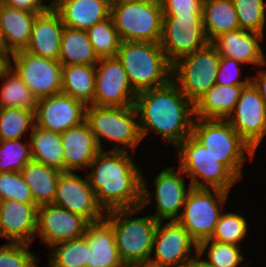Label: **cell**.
I'll return each instance as SVG.
<instances>
[{
    "label": "cell",
    "instance_id": "27",
    "mask_svg": "<svg viewBox=\"0 0 266 267\" xmlns=\"http://www.w3.org/2000/svg\"><path fill=\"white\" fill-rule=\"evenodd\" d=\"M247 85H213L194 105L195 118L225 119L233 112Z\"/></svg>",
    "mask_w": 266,
    "mask_h": 267
},
{
    "label": "cell",
    "instance_id": "7",
    "mask_svg": "<svg viewBox=\"0 0 266 267\" xmlns=\"http://www.w3.org/2000/svg\"><path fill=\"white\" fill-rule=\"evenodd\" d=\"M138 114L135 106L107 107L89 105L86 108L85 121L95 135L100 150L102 138L117 142L112 151L128 152V148L135 150L142 140L139 123L135 121ZM124 145L120 147L118 144ZM128 147V148H127Z\"/></svg>",
    "mask_w": 266,
    "mask_h": 267
},
{
    "label": "cell",
    "instance_id": "37",
    "mask_svg": "<svg viewBox=\"0 0 266 267\" xmlns=\"http://www.w3.org/2000/svg\"><path fill=\"white\" fill-rule=\"evenodd\" d=\"M207 248H209L207 251V256L209 257L207 261L213 267H239V264L244 260L240 251V245L208 239L198 244L197 252L202 255Z\"/></svg>",
    "mask_w": 266,
    "mask_h": 267
},
{
    "label": "cell",
    "instance_id": "42",
    "mask_svg": "<svg viewBox=\"0 0 266 267\" xmlns=\"http://www.w3.org/2000/svg\"><path fill=\"white\" fill-rule=\"evenodd\" d=\"M26 243H10L0 246V267H37L36 256L29 252Z\"/></svg>",
    "mask_w": 266,
    "mask_h": 267
},
{
    "label": "cell",
    "instance_id": "3",
    "mask_svg": "<svg viewBox=\"0 0 266 267\" xmlns=\"http://www.w3.org/2000/svg\"><path fill=\"white\" fill-rule=\"evenodd\" d=\"M116 57L136 94L162 87L172 80V64L160 43L121 42Z\"/></svg>",
    "mask_w": 266,
    "mask_h": 267
},
{
    "label": "cell",
    "instance_id": "51",
    "mask_svg": "<svg viewBox=\"0 0 266 267\" xmlns=\"http://www.w3.org/2000/svg\"><path fill=\"white\" fill-rule=\"evenodd\" d=\"M136 267H154V266H151V265H149V264H144V265H138V266H136Z\"/></svg>",
    "mask_w": 266,
    "mask_h": 267
},
{
    "label": "cell",
    "instance_id": "29",
    "mask_svg": "<svg viewBox=\"0 0 266 267\" xmlns=\"http://www.w3.org/2000/svg\"><path fill=\"white\" fill-rule=\"evenodd\" d=\"M202 19L209 42L222 33L240 29L233 0H203Z\"/></svg>",
    "mask_w": 266,
    "mask_h": 267
},
{
    "label": "cell",
    "instance_id": "20",
    "mask_svg": "<svg viewBox=\"0 0 266 267\" xmlns=\"http://www.w3.org/2000/svg\"><path fill=\"white\" fill-rule=\"evenodd\" d=\"M185 174L179 168L178 171L174 167L162 170L155 178V198H156V214L151 215L156 221L168 220L177 221L181 214L179 210L184 206L186 196L191 188L189 184L188 191L185 185Z\"/></svg>",
    "mask_w": 266,
    "mask_h": 267
},
{
    "label": "cell",
    "instance_id": "48",
    "mask_svg": "<svg viewBox=\"0 0 266 267\" xmlns=\"http://www.w3.org/2000/svg\"><path fill=\"white\" fill-rule=\"evenodd\" d=\"M0 54L8 61L10 56L9 54H12L7 48H6V42L2 33V29L0 27Z\"/></svg>",
    "mask_w": 266,
    "mask_h": 267
},
{
    "label": "cell",
    "instance_id": "9",
    "mask_svg": "<svg viewBox=\"0 0 266 267\" xmlns=\"http://www.w3.org/2000/svg\"><path fill=\"white\" fill-rule=\"evenodd\" d=\"M180 59L172 64V81L195 105L213 85H216L220 55L215 47L208 43Z\"/></svg>",
    "mask_w": 266,
    "mask_h": 267
},
{
    "label": "cell",
    "instance_id": "30",
    "mask_svg": "<svg viewBox=\"0 0 266 267\" xmlns=\"http://www.w3.org/2000/svg\"><path fill=\"white\" fill-rule=\"evenodd\" d=\"M99 60L87 31L64 27L59 55L62 65H96Z\"/></svg>",
    "mask_w": 266,
    "mask_h": 267
},
{
    "label": "cell",
    "instance_id": "26",
    "mask_svg": "<svg viewBox=\"0 0 266 267\" xmlns=\"http://www.w3.org/2000/svg\"><path fill=\"white\" fill-rule=\"evenodd\" d=\"M37 13L8 6L0 1V27L6 48L14 53L29 43Z\"/></svg>",
    "mask_w": 266,
    "mask_h": 267
},
{
    "label": "cell",
    "instance_id": "24",
    "mask_svg": "<svg viewBox=\"0 0 266 267\" xmlns=\"http://www.w3.org/2000/svg\"><path fill=\"white\" fill-rule=\"evenodd\" d=\"M84 235L88 243L86 267H125L116 246L112 225L105 218L90 222Z\"/></svg>",
    "mask_w": 266,
    "mask_h": 267
},
{
    "label": "cell",
    "instance_id": "8",
    "mask_svg": "<svg viewBox=\"0 0 266 267\" xmlns=\"http://www.w3.org/2000/svg\"><path fill=\"white\" fill-rule=\"evenodd\" d=\"M175 148L180 151L179 168L191 179V187L218 189L229 193L231 187L239 180L192 135Z\"/></svg>",
    "mask_w": 266,
    "mask_h": 267
},
{
    "label": "cell",
    "instance_id": "41",
    "mask_svg": "<svg viewBox=\"0 0 266 267\" xmlns=\"http://www.w3.org/2000/svg\"><path fill=\"white\" fill-rule=\"evenodd\" d=\"M16 200L23 203H34L29 186L21 172L0 173V201Z\"/></svg>",
    "mask_w": 266,
    "mask_h": 267
},
{
    "label": "cell",
    "instance_id": "40",
    "mask_svg": "<svg viewBox=\"0 0 266 267\" xmlns=\"http://www.w3.org/2000/svg\"><path fill=\"white\" fill-rule=\"evenodd\" d=\"M247 220L240 214H221L211 240L239 245L247 234Z\"/></svg>",
    "mask_w": 266,
    "mask_h": 267
},
{
    "label": "cell",
    "instance_id": "33",
    "mask_svg": "<svg viewBox=\"0 0 266 267\" xmlns=\"http://www.w3.org/2000/svg\"><path fill=\"white\" fill-rule=\"evenodd\" d=\"M0 79H5L0 90V108L15 107L36 112L37 97L8 64L0 71Z\"/></svg>",
    "mask_w": 266,
    "mask_h": 267
},
{
    "label": "cell",
    "instance_id": "18",
    "mask_svg": "<svg viewBox=\"0 0 266 267\" xmlns=\"http://www.w3.org/2000/svg\"><path fill=\"white\" fill-rule=\"evenodd\" d=\"M90 222L83 216L54 204L38 207L37 236L47 246L68 241L85 234Z\"/></svg>",
    "mask_w": 266,
    "mask_h": 267
},
{
    "label": "cell",
    "instance_id": "50",
    "mask_svg": "<svg viewBox=\"0 0 266 267\" xmlns=\"http://www.w3.org/2000/svg\"><path fill=\"white\" fill-rule=\"evenodd\" d=\"M7 65V60L0 54V71Z\"/></svg>",
    "mask_w": 266,
    "mask_h": 267
},
{
    "label": "cell",
    "instance_id": "23",
    "mask_svg": "<svg viewBox=\"0 0 266 267\" xmlns=\"http://www.w3.org/2000/svg\"><path fill=\"white\" fill-rule=\"evenodd\" d=\"M63 146L64 172L88 169L96 155L101 151L95 135L86 121L60 133Z\"/></svg>",
    "mask_w": 266,
    "mask_h": 267
},
{
    "label": "cell",
    "instance_id": "13",
    "mask_svg": "<svg viewBox=\"0 0 266 267\" xmlns=\"http://www.w3.org/2000/svg\"><path fill=\"white\" fill-rule=\"evenodd\" d=\"M226 120L256 151L266 135V103L252 82L244 86L233 112Z\"/></svg>",
    "mask_w": 266,
    "mask_h": 267
},
{
    "label": "cell",
    "instance_id": "19",
    "mask_svg": "<svg viewBox=\"0 0 266 267\" xmlns=\"http://www.w3.org/2000/svg\"><path fill=\"white\" fill-rule=\"evenodd\" d=\"M37 211L35 203L0 201V237L10 243L31 244L37 237Z\"/></svg>",
    "mask_w": 266,
    "mask_h": 267
},
{
    "label": "cell",
    "instance_id": "47",
    "mask_svg": "<svg viewBox=\"0 0 266 267\" xmlns=\"http://www.w3.org/2000/svg\"><path fill=\"white\" fill-rule=\"evenodd\" d=\"M197 256L188 258L180 267H213L207 260H200V253H196Z\"/></svg>",
    "mask_w": 266,
    "mask_h": 267
},
{
    "label": "cell",
    "instance_id": "46",
    "mask_svg": "<svg viewBox=\"0 0 266 267\" xmlns=\"http://www.w3.org/2000/svg\"><path fill=\"white\" fill-rule=\"evenodd\" d=\"M253 85L258 89L260 96L266 103V71L260 70L256 77L250 78Z\"/></svg>",
    "mask_w": 266,
    "mask_h": 267
},
{
    "label": "cell",
    "instance_id": "45",
    "mask_svg": "<svg viewBox=\"0 0 266 267\" xmlns=\"http://www.w3.org/2000/svg\"><path fill=\"white\" fill-rule=\"evenodd\" d=\"M1 2L8 6L37 14L44 12L50 6V4L42 5V0H1Z\"/></svg>",
    "mask_w": 266,
    "mask_h": 267
},
{
    "label": "cell",
    "instance_id": "22",
    "mask_svg": "<svg viewBox=\"0 0 266 267\" xmlns=\"http://www.w3.org/2000/svg\"><path fill=\"white\" fill-rule=\"evenodd\" d=\"M264 36L252 31L237 29L222 33L210 43L220 57L233 58L242 64L265 65L266 59L258 41Z\"/></svg>",
    "mask_w": 266,
    "mask_h": 267
},
{
    "label": "cell",
    "instance_id": "25",
    "mask_svg": "<svg viewBox=\"0 0 266 267\" xmlns=\"http://www.w3.org/2000/svg\"><path fill=\"white\" fill-rule=\"evenodd\" d=\"M50 5L65 27L85 31L108 18L111 12L106 0H54Z\"/></svg>",
    "mask_w": 266,
    "mask_h": 267
},
{
    "label": "cell",
    "instance_id": "38",
    "mask_svg": "<svg viewBox=\"0 0 266 267\" xmlns=\"http://www.w3.org/2000/svg\"><path fill=\"white\" fill-rule=\"evenodd\" d=\"M20 140L0 141V173L20 172L32 160L30 142Z\"/></svg>",
    "mask_w": 266,
    "mask_h": 267
},
{
    "label": "cell",
    "instance_id": "43",
    "mask_svg": "<svg viewBox=\"0 0 266 267\" xmlns=\"http://www.w3.org/2000/svg\"><path fill=\"white\" fill-rule=\"evenodd\" d=\"M242 64L233 58L220 57V63L218 67V72L216 74V84L229 86V85H248L251 82L250 77L245 78V80L240 81L238 78L241 71V67L238 65ZM234 70V71H233Z\"/></svg>",
    "mask_w": 266,
    "mask_h": 267
},
{
    "label": "cell",
    "instance_id": "21",
    "mask_svg": "<svg viewBox=\"0 0 266 267\" xmlns=\"http://www.w3.org/2000/svg\"><path fill=\"white\" fill-rule=\"evenodd\" d=\"M64 27L60 15L50 5L44 12L37 14L28 46L24 50L39 57L59 61Z\"/></svg>",
    "mask_w": 266,
    "mask_h": 267
},
{
    "label": "cell",
    "instance_id": "15",
    "mask_svg": "<svg viewBox=\"0 0 266 267\" xmlns=\"http://www.w3.org/2000/svg\"><path fill=\"white\" fill-rule=\"evenodd\" d=\"M53 204L79 214L89 222L100 221L106 214L99 205L87 176L82 179L73 172L61 173Z\"/></svg>",
    "mask_w": 266,
    "mask_h": 267
},
{
    "label": "cell",
    "instance_id": "5",
    "mask_svg": "<svg viewBox=\"0 0 266 267\" xmlns=\"http://www.w3.org/2000/svg\"><path fill=\"white\" fill-rule=\"evenodd\" d=\"M192 136L223 163L238 179L242 178L245 154L253 159L255 151L226 119L194 118Z\"/></svg>",
    "mask_w": 266,
    "mask_h": 267
},
{
    "label": "cell",
    "instance_id": "6",
    "mask_svg": "<svg viewBox=\"0 0 266 267\" xmlns=\"http://www.w3.org/2000/svg\"><path fill=\"white\" fill-rule=\"evenodd\" d=\"M121 42L160 43L163 10L160 0H134L111 7Z\"/></svg>",
    "mask_w": 266,
    "mask_h": 267
},
{
    "label": "cell",
    "instance_id": "44",
    "mask_svg": "<svg viewBox=\"0 0 266 267\" xmlns=\"http://www.w3.org/2000/svg\"><path fill=\"white\" fill-rule=\"evenodd\" d=\"M163 15H202L203 0H160Z\"/></svg>",
    "mask_w": 266,
    "mask_h": 267
},
{
    "label": "cell",
    "instance_id": "1",
    "mask_svg": "<svg viewBox=\"0 0 266 267\" xmlns=\"http://www.w3.org/2000/svg\"><path fill=\"white\" fill-rule=\"evenodd\" d=\"M129 155L124 151L101 150L88 167H95L87 178L105 212L144 208L150 202L147 183Z\"/></svg>",
    "mask_w": 266,
    "mask_h": 267
},
{
    "label": "cell",
    "instance_id": "32",
    "mask_svg": "<svg viewBox=\"0 0 266 267\" xmlns=\"http://www.w3.org/2000/svg\"><path fill=\"white\" fill-rule=\"evenodd\" d=\"M30 135L32 160L64 172L63 146L60 133L51 132L34 125Z\"/></svg>",
    "mask_w": 266,
    "mask_h": 267
},
{
    "label": "cell",
    "instance_id": "14",
    "mask_svg": "<svg viewBox=\"0 0 266 267\" xmlns=\"http://www.w3.org/2000/svg\"><path fill=\"white\" fill-rule=\"evenodd\" d=\"M100 64V66H98ZM98 66V67H97ZM137 94L117 57L102 58L95 66L93 106L124 107L134 105Z\"/></svg>",
    "mask_w": 266,
    "mask_h": 267
},
{
    "label": "cell",
    "instance_id": "36",
    "mask_svg": "<svg viewBox=\"0 0 266 267\" xmlns=\"http://www.w3.org/2000/svg\"><path fill=\"white\" fill-rule=\"evenodd\" d=\"M35 125V112L23 108H0V141L21 139Z\"/></svg>",
    "mask_w": 266,
    "mask_h": 267
},
{
    "label": "cell",
    "instance_id": "10",
    "mask_svg": "<svg viewBox=\"0 0 266 267\" xmlns=\"http://www.w3.org/2000/svg\"><path fill=\"white\" fill-rule=\"evenodd\" d=\"M227 197L228 192L218 189H189L177 221L197 244L211 239Z\"/></svg>",
    "mask_w": 266,
    "mask_h": 267
},
{
    "label": "cell",
    "instance_id": "2",
    "mask_svg": "<svg viewBox=\"0 0 266 267\" xmlns=\"http://www.w3.org/2000/svg\"><path fill=\"white\" fill-rule=\"evenodd\" d=\"M134 106L142 139L151 129L177 147L192 135L194 104L172 80L162 87L137 93Z\"/></svg>",
    "mask_w": 266,
    "mask_h": 267
},
{
    "label": "cell",
    "instance_id": "49",
    "mask_svg": "<svg viewBox=\"0 0 266 267\" xmlns=\"http://www.w3.org/2000/svg\"><path fill=\"white\" fill-rule=\"evenodd\" d=\"M108 5L111 7H114L116 5L122 4V3H127L130 1H134V0H106Z\"/></svg>",
    "mask_w": 266,
    "mask_h": 267
},
{
    "label": "cell",
    "instance_id": "35",
    "mask_svg": "<svg viewBox=\"0 0 266 267\" xmlns=\"http://www.w3.org/2000/svg\"><path fill=\"white\" fill-rule=\"evenodd\" d=\"M87 34L99 59L117 56L121 40L111 16L90 27Z\"/></svg>",
    "mask_w": 266,
    "mask_h": 267
},
{
    "label": "cell",
    "instance_id": "4",
    "mask_svg": "<svg viewBox=\"0 0 266 267\" xmlns=\"http://www.w3.org/2000/svg\"><path fill=\"white\" fill-rule=\"evenodd\" d=\"M142 207L107 211L105 219L112 225L115 242L125 266L148 264L158 225L152 216L132 218ZM130 216V217H129Z\"/></svg>",
    "mask_w": 266,
    "mask_h": 267
},
{
    "label": "cell",
    "instance_id": "17",
    "mask_svg": "<svg viewBox=\"0 0 266 267\" xmlns=\"http://www.w3.org/2000/svg\"><path fill=\"white\" fill-rule=\"evenodd\" d=\"M87 106L69 95L59 93L38 99L35 125L51 132L63 133L83 123Z\"/></svg>",
    "mask_w": 266,
    "mask_h": 267
},
{
    "label": "cell",
    "instance_id": "34",
    "mask_svg": "<svg viewBox=\"0 0 266 267\" xmlns=\"http://www.w3.org/2000/svg\"><path fill=\"white\" fill-rule=\"evenodd\" d=\"M50 267H86L88 243L85 235L52 246Z\"/></svg>",
    "mask_w": 266,
    "mask_h": 267
},
{
    "label": "cell",
    "instance_id": "39",
    "mask_svg": "<svg viewBox=\"0 0 266 267\" xmlns=\"http://www.w3.org/2000/svg\"><path fill=\"white\" fill-rule=\"evenodd\" d=\"M240 29L264 36L266 3L264 0H233Z\"/></svg>",
    "mask_w": 266,
    "mask_h": 267
},
{
    "label": "cell",
    "instance_id": "16",
    "mask_svg": "<svg viewBox=\"0 0 266 267\" xmlns=\"http://www.w3.org/2000/svg\"><path fill=\"white\" fill-rule=\"evenodd\" d=\"M158 222L153 249L155 259L150 258L148 264L154 267H180L188 258L192 257V247L197 252L198 244L178 221L163 224Z\"/></svg>",
    "mask_w": 266,
    "mask_h": 267
},
{
    "label": "cell",
    "instance_id": "11",
    "mask_svg": "<svg viewBox=\"0 0 266 267\" xmlns=\"http://www.w3.org/2000/svg\"><path fill=\"white\" fill-rule=\"evenodd\" d=\"M208 43L202 15H163L160 45L171 64Z\"/></svg>",
    "mask_w": 266,
    "mask_h": 267
},
{
    "label": "cell",
    "instance_id": "31",
    "mask_svg": "<svg viewBox=\"0 0 266 267\" xmlns=\"http://www.w3.org/2000/svg\"><path fill=\"white\" fill-rule=\"evenodd\" d=\"M96 65H62V93L92 105L95 94Z\"/></svg>",
    "mask_w": 266,
    "mask_h": 267
},
{
    "label": "cell",
    "instance_id": "28",
    "mask_svg": "<svg viewBox=\"0 0 266 267\" xmlns=\"http://www.w3.org/2000/svg\"><path fill=\"white\" fill-rule=\"evenodd\" d=\"M20 172L38 207L53 204L62 171L31 160Z\"/></svg>",
    "mask_w": 266,
    "mask_h": 267
},
{
    "label": "cell",
    "instance_id": "12",
    "mask_svg": "<svg viewBox=\"0 0 266 267\" xmlns=\"http://www.w3.org/2000/svg\"><path fill=\"white\" fill-rule=\"evenodd\" d=\"M7 64L37 99L62 93V64L59 61L19 50L11 54Z\"/></svg>",
    "mask_w": 266,
    "mask_h": 267
}]
</instances>
